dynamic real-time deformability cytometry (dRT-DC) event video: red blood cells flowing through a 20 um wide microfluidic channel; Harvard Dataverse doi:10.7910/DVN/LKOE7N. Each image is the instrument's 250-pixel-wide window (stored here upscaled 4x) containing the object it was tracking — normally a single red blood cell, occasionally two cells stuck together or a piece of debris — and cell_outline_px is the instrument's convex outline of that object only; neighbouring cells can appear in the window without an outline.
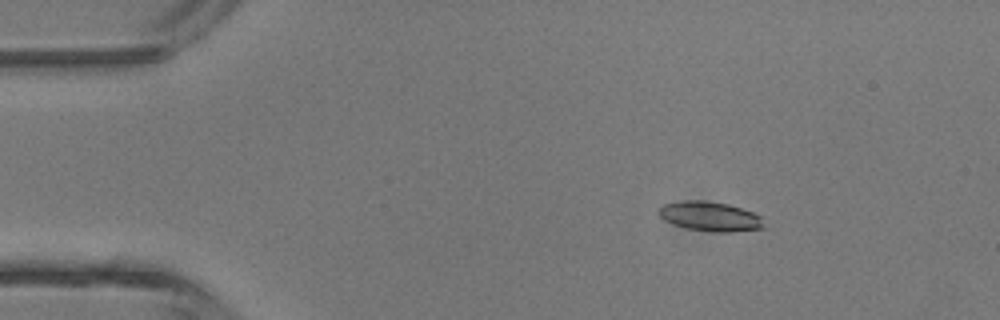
{"species": "common noctule bat (a hibernating species)", "species_latin": "Nyctalus noctula", "temperature_condition": "room temperature", "stored_images_in_passage": 4, "camera_frame_rate_fps": 3000, "um_per_image_px": 0.085, "animal": {"sex": "male", "body_mass_g": 13.3}, "frame": {"image": 1, "passage_image": 3, "time_ms": 2.333, "image_size_px": [1000, 320], "cell_outline_px": [[768, 228], [728, 232], [716, 232], [688, 228], [664, 220], [660, 216], [660, 208], [664, 204], [684, 200], [704, 200], [728, 204], [752, 212], [760, 216]], "centroid_in_image_um": [60.42, 18.39], "position_along_channel_um": 24.6, "area_um2": 17.92}}